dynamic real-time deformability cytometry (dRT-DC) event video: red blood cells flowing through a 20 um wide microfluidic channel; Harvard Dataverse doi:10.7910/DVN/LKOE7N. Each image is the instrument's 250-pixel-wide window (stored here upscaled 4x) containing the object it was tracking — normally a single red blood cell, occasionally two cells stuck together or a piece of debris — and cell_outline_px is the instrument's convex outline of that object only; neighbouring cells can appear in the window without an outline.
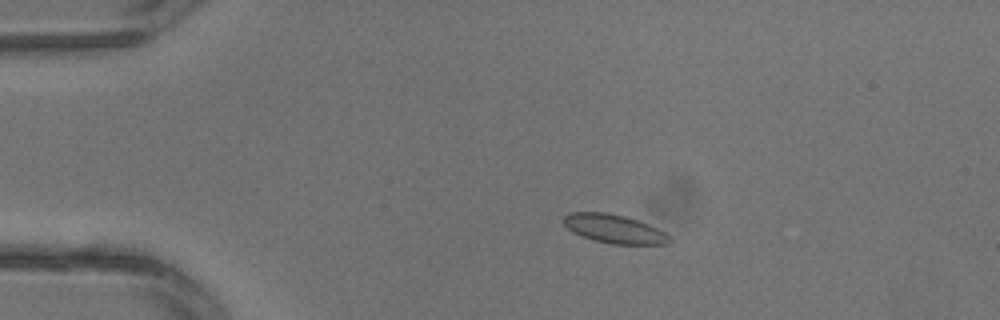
{"species": "common noctule bat (a hibernating species)", "species_latin": "Nyctalus noctula", "temperature_condition": "warm", "stored_images_in_passage": 3, "camera_frame_rate_fps": 3000, "um_per_image_px": 0.085, "animal": {"sex": "male", "body_mass_g": 13.3}, "frame": {"image": 1, "passage_image": 2, "time_ms": 0.333, "image_size_px": [1000, 320], "cell_outline_px": [[672, 240], [668, 244], [612, 244], [580, 236], [572, 232], [560, 220], [568, 212], [604, 212], [624, 216], [648, 224], [664, 232]], "centroid_in_image_um": [52.15, 19.45], "position_along_channel_um": 32.9, "area_um2": 17.63}}
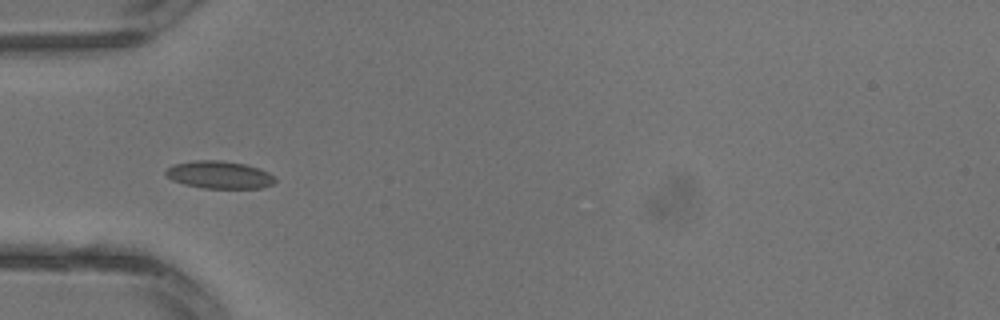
{"frame": {"image": 2, "passage_image": 3, "time_ms": 0.667, "image_size_px": [1000, 320], "cell_outline_px": [[276, 180], [272, 184], [260, 188], [204, 188], [184, 184], [172, 180], [164, 172], [168, 168], [176, 164], [196, 160], [220, 160], [244, 164], [260, 168], [268, 172]], "centroid_in_image_um": [18.65, 14.86], "position_along_channel_um": 66.3, "area_um2": 17.34}}